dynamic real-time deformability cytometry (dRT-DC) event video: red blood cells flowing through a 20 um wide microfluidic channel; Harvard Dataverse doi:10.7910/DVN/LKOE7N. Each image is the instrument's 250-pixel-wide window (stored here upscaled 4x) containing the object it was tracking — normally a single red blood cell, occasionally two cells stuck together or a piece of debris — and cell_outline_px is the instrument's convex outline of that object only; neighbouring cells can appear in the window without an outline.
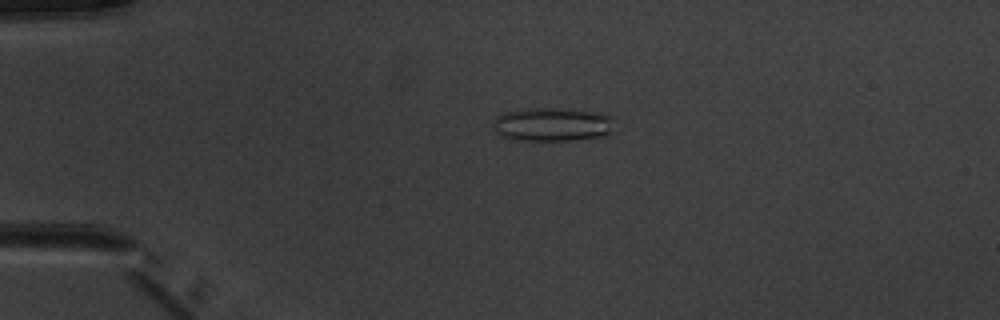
{"species": "common noctule bat (a hibernating species)", "species_latin": "Nyctalus noctula", "temperature_condition": "warm", "stored_images_in_passage": 4, "camera_frame_rate_fps": 3000, "um_per_image_px": 0.085, "animal": {"sex": "male", "body_mass_g": 20.1, "forearm_length_mm": 53.5}, "frame": {"image": 1, "passage_image": 3, "time_ms": 2.333, "image_size_px": [1000, 320], "cell_outline_px": [[616, 120], [608, 136], [572, 140], [508, 140], [492, 132], [492, 128], [496, 116], [508, 112], [528, 108], [556, 108], [616, 116]], "centroid_in_image_um": [46.93, 10.6], "position_along_channel_um": 38.1, "area_um2": 24.04}}